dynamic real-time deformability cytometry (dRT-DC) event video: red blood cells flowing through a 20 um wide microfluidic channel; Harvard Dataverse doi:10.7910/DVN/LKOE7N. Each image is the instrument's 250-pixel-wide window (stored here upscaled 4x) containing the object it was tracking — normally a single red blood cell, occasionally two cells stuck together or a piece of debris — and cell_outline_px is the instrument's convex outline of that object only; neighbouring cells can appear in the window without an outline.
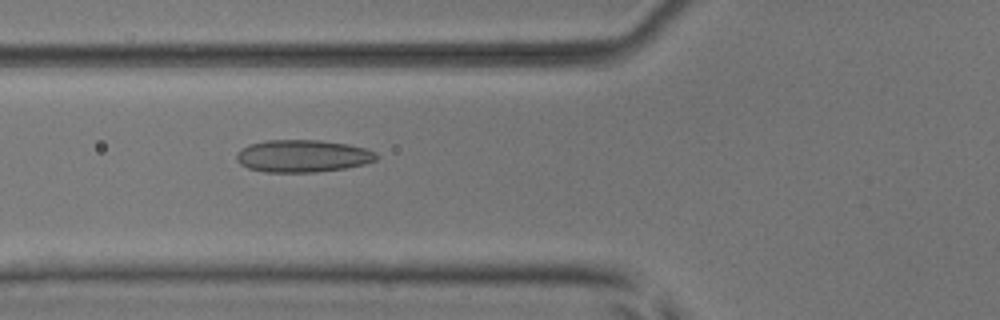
{"species": "common noctule bat (a hibernating species)", "species_latin": "Nyctalus noctula", "temperature_condition": "room temperature", "stored_images_in_passage": 53, "camera_frame_rate_fps": 3000, "um_per_image_px": 0.085, "animal": {"sex": "male", "body_mass_g": 17.9, "forearm_length_mm": 54.2}, "frame": {"image": 1, "passage_image": 20, "time_ms": 6.333, "image_size_px": [1000, 320], "cell_outline_px": [[380, 156], [376, 160], [364, 164], [344, 168], [316, 172], [264, 172], [248, 168], [240, 164], [236, 160], [236, 152], [248, 144], [268, 140], [320, 140], [348, 144], [364, 148], [376, 152]], "centroid_in_image_um": [25.71, 13.26], "position_along_channel_um": 100.1, "area_um2": 26.53}}
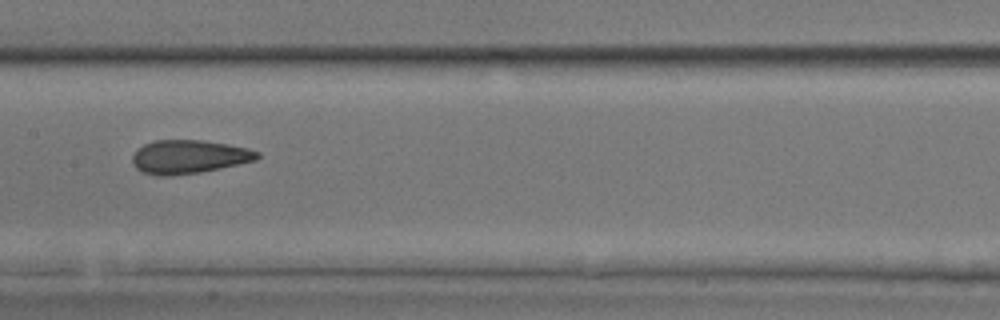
{"frame": {"image": 2, "passage_image": 27, "time_ms": 8.667, "image_size_px": [1000, 320], "cell_outline_px": [[260, 156], [256, 160], [200, 172], [168, 176], [156, 176], [144, 172], [136, 168], [132, 164], [132, 156], [144, 144], [156, 140], [200, 140], [228, 144], [248, 148], [260, 152]], "centroid_in_image_um": [16.05, 13.33], "position_along_channel_um": 191.3, "area_um2": 24.28}}
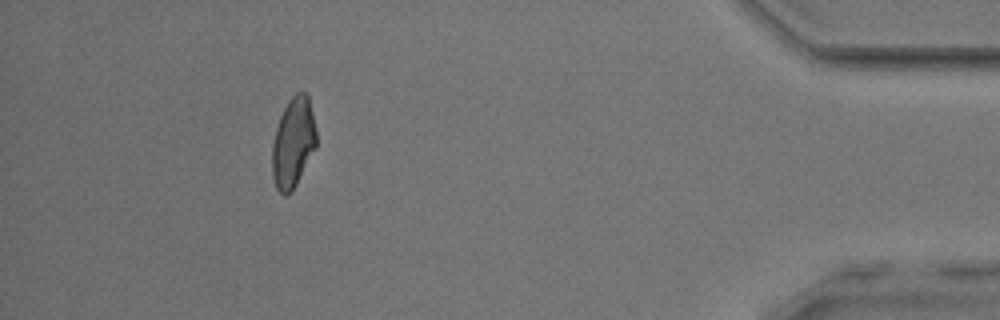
{"frame": {"image": 3, "passage_image": 48, "time_ms": 15.667, "image_size_px": [1000, 320], "cell_outline_px": [[316, 148], [292, 192], [284, 196], [276, 188], [272, 176], [272, 144], [276, 128], [280, 116], [288, 100], [296, 92], [304, 92], [308, 96], [316, 128]], "centroid_in_image_um": [24.91, 12.14], "position_along_channel_um": 410.3, "area_um2": 23.29}}